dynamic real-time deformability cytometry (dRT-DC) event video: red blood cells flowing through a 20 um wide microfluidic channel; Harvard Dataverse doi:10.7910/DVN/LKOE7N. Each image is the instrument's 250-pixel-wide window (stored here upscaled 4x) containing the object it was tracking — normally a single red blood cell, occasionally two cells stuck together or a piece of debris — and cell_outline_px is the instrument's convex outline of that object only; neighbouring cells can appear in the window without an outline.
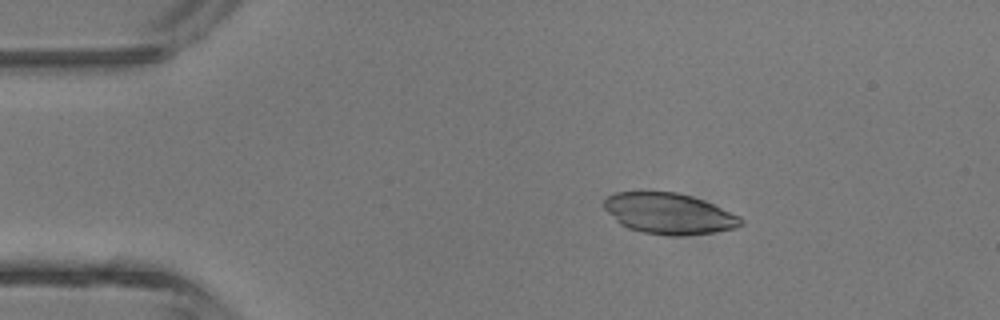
{"species": "common noctule bat (a hibernating species)", "species_latin": "Nyctalus noctula", "temperature_condition": "room temperature", "stored_images_in_passage": 4, "camera_frame_rate_fps": 3000, "um_per_image_px": 0.085, "animal": {"sex": "male", "body_mass_g": 13.3}, "frame": {"image": 1, "passage_image": 2, "time_ms": 1.0, "image_size_px": [1000, 320], "cell_outline_px": [[744, 224], [736, 228], [712, 232], [680, 236], [672, 236], [644, 232], [628, 228], [620, 224], [604, 208], [604, 200], [608, 196], [616, 192], [676, 192], [692, 196], [704, 200], [740, 216], [744, 220]], "centroid_in_image_um": [56.89, 18.15], "position_along_channel_um": 28.1, "area_um2": 32.48}}